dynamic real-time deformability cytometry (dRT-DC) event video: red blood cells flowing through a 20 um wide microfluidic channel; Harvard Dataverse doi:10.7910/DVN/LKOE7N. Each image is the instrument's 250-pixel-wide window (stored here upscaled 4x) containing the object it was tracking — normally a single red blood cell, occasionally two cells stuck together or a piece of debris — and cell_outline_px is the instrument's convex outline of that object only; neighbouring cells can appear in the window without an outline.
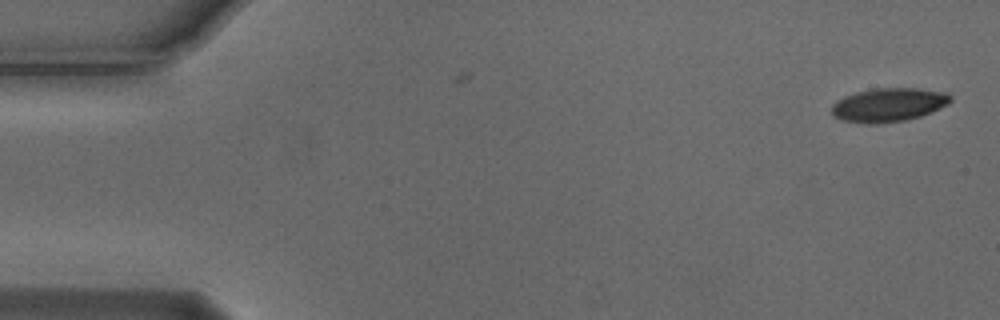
{"species": "Egyptian fruit bat (a non-hibernating species)", "species_latin": "Rousettus aegyptiacus", "temperature_condition": "cold", "stored_images_in_passage": 4, "camera_frame_rate_fps": 3000, "um_per_image_px": 0.085, "animal": {"sex": "male"}, "frame": {"image": 1, "passage_image": 1, "time_ms": 0.0, "image_size_px": [1000, 320], "cell_outline_px": [[952, 100], [948, 104], [932, 112], [920, 116], [904, 120], [876, 124], [868, 124], [844, 120], [832, 116], [832, 104], [836, 100], [844, 96], [856, 92], [876, 88], [916, 88], [948, 92], [952, 96]], "centroid_in_image_um": [75.54, 8.9], "position_along_channel_um": 9.5, "area_um2": 23.47}}